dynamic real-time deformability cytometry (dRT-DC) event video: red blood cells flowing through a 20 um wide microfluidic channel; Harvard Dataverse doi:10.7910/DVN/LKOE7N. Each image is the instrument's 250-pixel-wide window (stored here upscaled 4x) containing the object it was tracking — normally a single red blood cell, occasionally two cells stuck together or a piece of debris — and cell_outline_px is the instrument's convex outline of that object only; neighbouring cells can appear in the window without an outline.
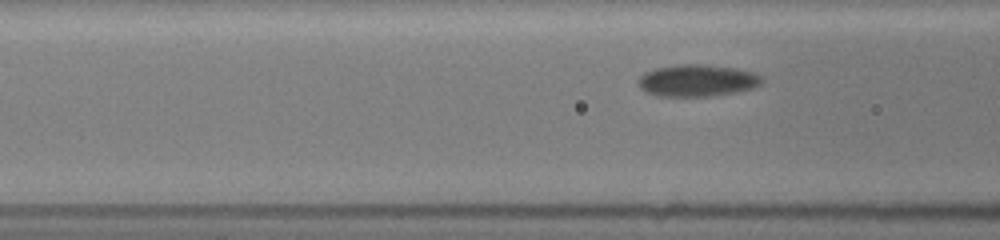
{"species": "common noctule bat (a hibernating species)", "species_latin": "Nyctalus noctula", "temperature_condition": "room temperature", "stored_images_in_passage": 4, "segment_of_instrument_passage": [2, 2], "camera_frame_rate_fps": 3000, "um_per_image_px": 0.085, "animal": {"sex": "female", "body_mass_g": 19.5, "forearm_length_mm": 54.1}, "frame": {"image": 1, "passage_image": 4, "time_ms": 3.333, "image_size_px": [1000, 240], "cell_outline_px": [[764, 80], [760, 84], [752, 88], [736, 92], [708, 96], [656, 96], [644, 92], [640, 88], [636, 80], [644, 72], [656, 68], [676, 64], [700, 64], [736, 68], [756, 72]], "centroid_in_image_um": [59.23, 6.84], "position_along_channel_um": 107.4, "area_um2": 23.24}}